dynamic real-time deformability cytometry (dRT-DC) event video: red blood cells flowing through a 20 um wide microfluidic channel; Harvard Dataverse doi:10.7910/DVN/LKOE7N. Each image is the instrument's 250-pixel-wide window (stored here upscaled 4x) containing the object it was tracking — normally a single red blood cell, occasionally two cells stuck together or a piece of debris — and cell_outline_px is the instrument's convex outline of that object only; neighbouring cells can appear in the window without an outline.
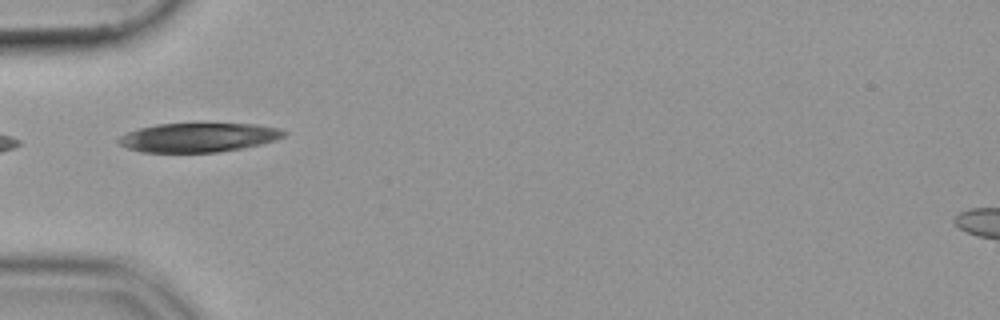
{"species": "common noctule bat (a hibernating species)", "species_latin": "Nyctalus noctula", "temperature_condition": "cold", "stored_images_in_passage": 12, "camera_frame_rate_fps": 3000, "um_per_image_px": 0.085, "animal": {"sex": "female", "body_mass_g": 19.9}, "frame": {"image": 1, "passage_image": 1, "time_ms": 0.0, "image_size_px": [1000, 320], "cell_outline_px": [[288, 132], [284, 136], [276, 140], [244, 148], [216, 152], [140, 152], [128, 148], [120, 144], [116, 140], [120, 136], [136, 128], [156, 124], [256, 124], [280, 128]], "centroid_in_image_um": [16.86, 11.68], "position_along_channel_um": 68.1, "area_um2": 28.09}}
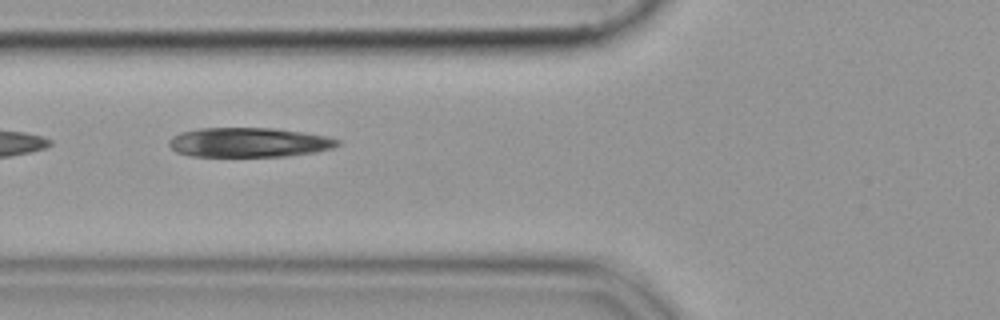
{"frame": {"image": 2, "passage_image": 4, "time_ms": 1.0, "image_size_px": [1000, 320], "cell_outline_px": [[340, 144], [332, 148], [316, 152], [288, 156], [192, 156], [176, 152], [168, 144], [168, 140], [172, 136], [180, 132], [200, 128], [276, 128], [304, 132], [328, 136], [340, 140]], "centroid_in_image_um": [21.17, 12.1], "position_along_channel_um": 104.6, "area_um2": 29.19}}
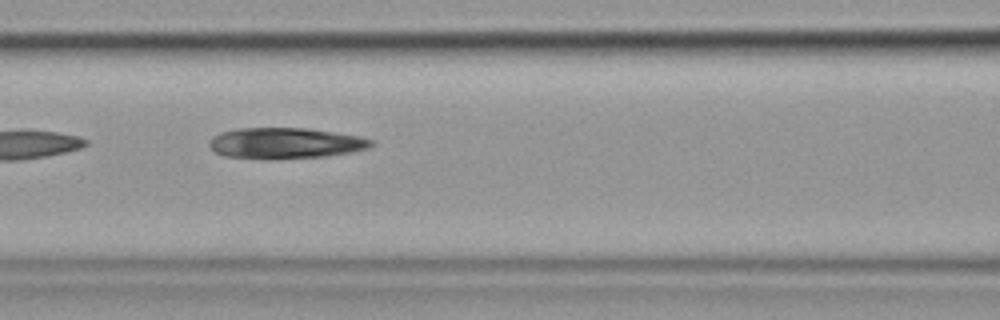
{"frame": {"image": 3, "passage_image": 7, "time_ms": 2.0, "image_size_px": [1000, 320], "cell_outline_px": [[376, 144], [368, 148], [352, 152], [324, 156], [224, 156], [216, 152], [208, 144], [208, 140], [212, 136], [220, 132], [236, 128], [308, 128], [360, 136], [376, 140]], "centroid_in_image_um": [24.31, 12.11], "position_along_channel_um": 142.3, "area_um2": 28.21}}